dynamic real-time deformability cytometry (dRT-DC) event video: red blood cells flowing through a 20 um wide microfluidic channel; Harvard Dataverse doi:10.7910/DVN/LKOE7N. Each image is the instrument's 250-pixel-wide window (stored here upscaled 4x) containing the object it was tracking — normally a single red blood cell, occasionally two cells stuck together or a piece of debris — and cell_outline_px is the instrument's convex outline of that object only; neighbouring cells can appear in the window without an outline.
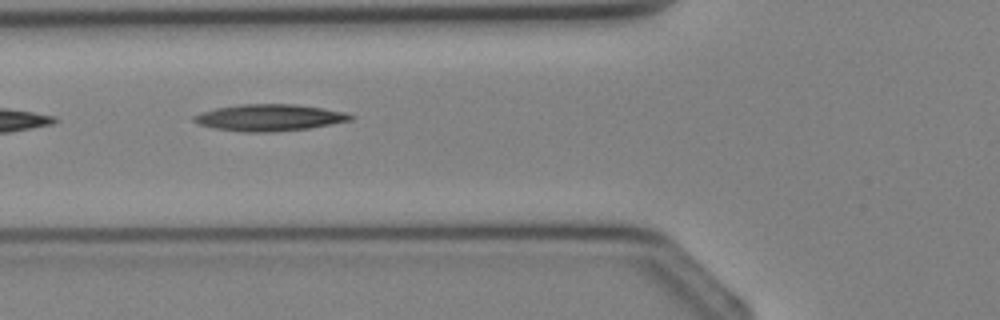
{"species": "Egyptian fruit bat (a non-hibernating species)", "species_latin": "Rousettus aegyptiacus", "temperature_condition": "cold", "stored_images_in_passage": 4, "camera_frame_rate_fps": 3000, "um_per_image_px": 0.085, "animal": {"sex": "female"}, "frame": {"image": 1, "passage_image": 4, "time_ms": 3.333, "image_size_px": [1000, 320], "cell_outline_px": [[352, 120], [308, 128], [272, 132], [244, 132], [212, 128], [200, 124], [192, 120], [192, 116], [216, 108], [240, 104], [296, 104], [324, 108], [348, 112], [352, 116]], "centroid_in_image_um": [22.9, 9.99], "position_along_channel_um": 102.9, "area_um2": 24.28}}